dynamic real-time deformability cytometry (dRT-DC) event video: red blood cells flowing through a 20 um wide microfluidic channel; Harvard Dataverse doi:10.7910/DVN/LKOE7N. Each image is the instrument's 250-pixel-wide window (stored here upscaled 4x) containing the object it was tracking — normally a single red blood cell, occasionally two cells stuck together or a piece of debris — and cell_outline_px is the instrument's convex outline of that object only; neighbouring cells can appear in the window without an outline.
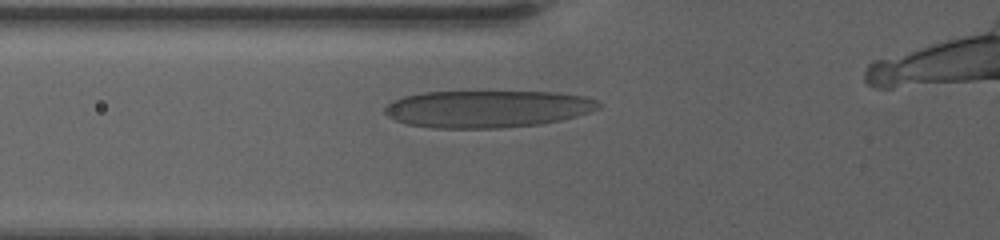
{"species": "human", "species_latin": "Homo sapiens", "temperature_condition": "warm", "stored_images_in_passage": 33, "camera_frame_rate_fps": 3000, "um_per_image_px": 0.085, "donor": {"sex": "female"}, "frame": {"image": 1, "passage_image": 3, "time_ms": 0.667, "image_size_px": [1000, 240], "cell_outline_px": [[604, 104], [600, 108], [576, 116], [560, 120], [540, 124], [504, 128], [432, 128], [408, 124], [396, 120], [388, 116], [384, 112], [384, 108], [392, 100], [404, 96], [424, 92], [560, 92], [584, 96], [596, 100]], "centroid_in_image_um": [41.44, 9.25], "position_along_channel_um": 84.4, "area_um2": 46.47}}
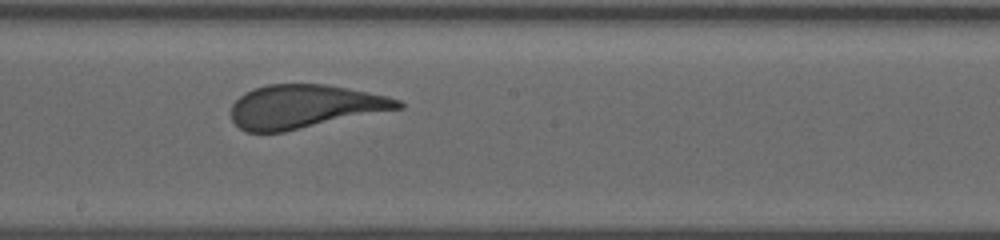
{"frame": {"image": 2, "passage_image": 15, "time_ms": 4.667, "image_size_px": [1000, 240], "cell_outline_px": [[404, 108], [284, 132], [244, 132], [232, 120], [232, 104], [244, 92], [252, 88], [268, 84], [324, 84], [368, 92], [388, 96], [400, 100], [404, 104]], "centroid_in_image_um": [25.89, 9.06], "position_along_channel_um": 222.3, "area_um2": 42.48}}
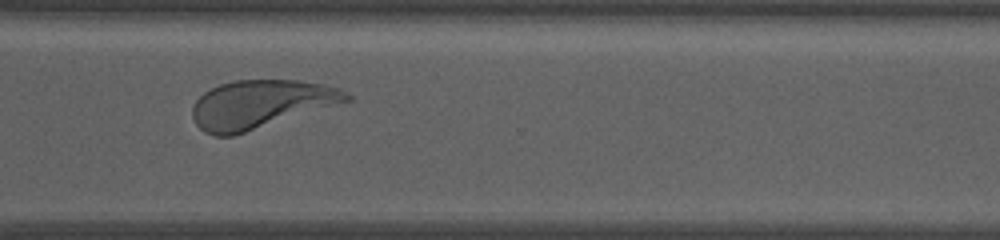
{"frame": {"image": 3, "passage_image": 26, "time_ms": 8.333, "image_size_px": [1000, 240], "cell_outline_px": [[352, 100], [232, 136], [216, 136], [204, 132], [196, 124], [192, 116], [192, 104], [204, 92], [220, 84], [232, 80], [296, 80], [324, 84], [340, 88], [352, 96]], "centroid_in_image_um": [22.14, 8.85], "position_along_channel_um": 348.5, "area_um2": 43.23}}